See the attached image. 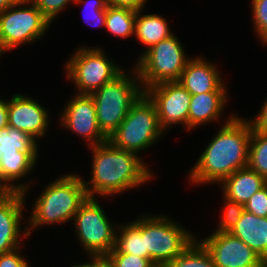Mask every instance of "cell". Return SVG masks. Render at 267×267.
<instances>
[{
	"label": "cell",
	"mask_w": 267,
	"mask_h": 267,
	"mask_svg": "<svg viewBox=\"0 0 267 267\" xmlns=\"http://www.w3.org/2000/svg\"><path fill=\"white\" fill-rule=\"evenodd\" d=\"M76 4H85L83 7L84 21L90 26H104L106 21L107 0H76Z\"/></svg>",
	"instance_id": "obj_27"
},
{
	"label": "cell",
	"mask_w": 267,
	"mask_h": 267,
	"mask_svg": "<svg viewBox=\"0 0 267 267\" xmlns=\"http://www.w3.org/2000/svg\"><path fill=\"white\" fill-rule=\"evenodd\" d=\"M252 1L253 28L260 42L267 44V0Z\"/></svg>",
	"instance_id": "obj_29"
},
{
	"label": "cell",
	"mask_w": 267,
	"mask_h": 267,
	"mask_svg": "<svg viewBox=\"0 0 267 267\" xmlns=\"http://www.w3.org/2000/svg\"><path fill=\"white\" fill-rule=\"evenodd\" d=\"M148 0H107L108 5L115 7H129L135 10L144 9Z\"/></svg>",
	"instance_id": "obj_35"
},
{
	"label": "cell",
	"mask_w": 267,
	"mask_h": 267,
	"mask_svg": "<svg viewBox=\"0 0 267 267\" xmlns=\"http://www.w3.org/2000/svg\"><path fill=\"white\" fill-rule=\"evenodd\" d=\"M223 198V203L222 207L223 208L221 211V217L218 223V227L214 232H230L236 224L240 221L241 215L244 211V206L237 203L230 201L226 199L225 197Z\"/></svg>",
	"instance_id": "obj_28"
},
{
	"label": "cell",
	"mask_w": 267,
	"mask_h": 267,
	"mask_svg": "<svg viewBox=\"0 0 267 267\" xmlns=\"http://www.w3.org/2000/svg\"><path fill=\"white\" fill-rule=\"evenodd\" d=\"M39 152H15L10 154H2L0 158V191H19L23 196H27L30 190L31 180L26 183H15L21 180L37 165Z\"/></svg>",
	"instance_id": "obj_17"
},
{
	"label": "cell",
	"mask_w": 267,
	"mask_h": 267,
	"mask_svg": "<svg viewBox=\"0 0 267 267\" xmlns=\"http://www.w3.org/2000/svg\"><path fill=\"white\" fill-rule=\"evenodd\" d=\"M199 242L216 267H264V261L230 232H213Z\"/></svg>",
	"instance_id": "obj_13"
},
{
	"label": "cell",
	"mask_w": 267,
	"mask_h": 267,
	"mask_svg": "<svg viewBox=\"0 0 267 267\" xmlns=\"http://www.w3.org/2000/svg\"><path fill=\"white\" fill-rule=\"evenodd\" d=\"M39 103L32 96L20 93L8 99V126L27 133L37 143L50 127L49 111Z\"/></svg>",
	"instance_id": "obj_14"
},
{
	"label": "cell",
	"mask_w": 267,
	"mask_h": 267,
	"mask_svg": "<svg viewBox=\"0 0 267 267\" xmlns=\"http://www.w3.org/2000/svg\"><path fill=\"white\" fill-rule=\"evenodd\" d=\"M21 248L0 254V267H29V262L20 253Z\"/></svg>",
	"instance_id": "obj_33"
},
{
	"label": "cell",
	"mask_w": 267,
	"mask_h": 267,
	"mask_svg": "<svg viewBox=\"0 0 267 267\" xmlns=\"http://www.w3.org/2000/svg\"><path fill=\"white\" fill-rule=\"evenodd\" d=\"M39 145L27 133L7 126L0 129V158L15 152H39Z\"/></svg>",
	"instance_id": "obj_24"
},
{
	"label": "cell",
	"mask_w": 267,
	"mask_h": 267,
	"mask_svg": "<svg viewBox=\"0 0 267 267\" xmlns=\"http://www.w3.org/2000/svg\"><path fill=\"white\" fill-rule=\"evenodd\" d=\"M230 233L242 240L264 262L267 261V217H258L244 210Z\"/></svg>",
	"instance_id": "obj_20"
},
{
	"label": "cell",
	"mask_w": 267,
	"mask_h": 267,
	"mask_svg": "<svg viewBox=\"0 0 267 267\" xmlns=\"http://www.w3.org/2000/svg\"><path fill=\"white\" fill-rule=\"evenodd\" d=\"M79 245L89 256L105 257L115 246L116 229L98 200L88 197L73 218Z\"/></svg>",
	"instance_id": "obj_10"
},
{
	"label": "cell",
	"mask_w": 267,
	"mask_h": 267,
	"mask_svg": "<svg viewBox=\"0 0 267 267\" xmlns=\"http://www.w3.org/2000/svg\"><path fill=\"white\" fill-rule=\"evenodd\" d=\"M202 57H191L184 68L179 83L191 94L227 91L223 75L217 66Z\"/></svg>",
	"instance_id": "obj_16"
},
{
	"label": "cell",
	"mask_w": 267,
	"mask_h": 267,
	"mask_svg": "<svg viewBox=\"0 0 267 267\" xmlns=\"http://www.w3.org/2000/svg\"><path fill=\"white\" fill-rule=\"evenodd\" d=\"M211 139L188 174L192 185L221 183L239 169L248 167L252 134L250 119L231 114Z\"/></svg>",
	"instance_id": "obj_1"
},
{
	"label": "cell",
	"mask_w": 267,
	"mask_h": 267,
	"mask_svg": "<svg viewBox=\"0 0 267 267\" xmlns=\"http://www.w3.org/2000/svg\"><path fill=\"white\" fill-rule=\"evenodd\" d=\"M36 7L40 10L42 15L49 21L53 23L57 15L62 12L64 8L69 5V3L75 4L76 0H31Z\"/></svg>",
	"instance_id": "obj_31"
},
{
	"label": "cell",
	"mask_w": 267,
	"mask_h": 267,
	"mask_svg": "<svg viewBox=\"0 0 267 267\" xmlns=\"http://www.w3.org/2000/svg\"><path fill=\"white\" fill-rule=\"evenodd\" d=\"M18 0H0V11L14 5Z\"/></svg>",
	"instance_id": "obj_39"
},
{
	"label": "cell",
	"mask_w": 267,
	"mask_h": 267,
	"mask_svg": "<svg viewBox=\"0 0 267 267\" xmlns=\"http://www.w3.org/2000/svg\"><path fill=\"white\" fill-rule=\"evenodd\" d=\"M195 240L165 267H216L205 247Z\"/></svg>",
	"instance_id": "obj_25"
},
{
	"label": "cell",
	"mask_w": 267,
	"mask_h": 267,
	"mask_svg": "<svg viewBox=\"0 0 267 267\" xmlns=\"http://www.w3.org/2000/svg\"><path fill=\"white\" fill-rule=\"evenodd\" d=\"M88 260L85 263H79V264H74L72 265V267H96V256H90V258H88Z\"/></svg>",
	"instance_id": "obj_37"
},
{
	"label": "cell",
	"mask_w": 267,
	"mask_h": 267,
	"mask_svg": "<svg viewBox=\"0 0 267 267\" xmlns=\"http://www.w3.org/2000/svg\"><path fill=\"white\" fill-rule=\"evenodd\" d=\"M142 11L143 9L137 10L134 28V36L146 46L144 52L139 54L140 57L149 48L174 34L166 18L156 13L142 14Z\"/></svg>",
	"instance_id": "obj_21"
},
{
	"label": "cell",
	"mask_w": 267,
	"mask_h": 267,
	"mask_svg": "<svg viewBox=\"0 0 267 267\" xmlns=\"http://www.w3.org/2000/svg\"><path fill=\"white\" fill-rule=\"evenodd\" d=\"M105 259L112 267H157L150 259L132 254H107Z\"/></svg>",
	"instance_id": "obj_30"
},
{
	"label": "cell",
	"mask_w": 267,
	"mask_h": 267,
	"mask_svg": "<svg viewBox=\"0 0 267 267\" xmlns=\"http://www.w3.org/2000/svg\"><path fill=\"white\" fill-rule=\"evenodd\" d=\"M59 124L71 133L87 141L88 147L99 145L108 140L100 130L93 98L88 94L72 96L62 110Z\"/></svg>",
	"instance_id": "obj_12"
},
{
	"label": "cell",
	"mask_w": 267,
	"mask_h": 267,
	"mask_svg": "<svg viewBox=\"0 0 267 267\" xmlns=\"http://www.w3.org/2000/svg\"><path fill=\"white\" fill-rule=\"evenodd\" d=\"M88 197L82 176L76 173L61 175L45 186L35 199L26 226L28 235L36 227L72 221Z\"/></svg>",
	"instance_id": "obj_3"
},
{
	"label": "cell",
	"mask_w": 267,
	"mask_h": 267,
	"mask_svg": "<svg viewBox=\"0 0 267 267\" xmlns=\"http://www.w3.org/2000/svg\"><path fill=\"white\" fill-rule=\"evenodd\" d=\"M133 74L126 69L113 81L89 94L94 101L97 121L102 133L108 138L123 122L129 109L145 92L136 68Z\"/></svg>",
	"instance_id": "obj_4"
},
{
	"label": "cell",
	"mask_w": 267,
	"mask_h": 267,
	"mask_svg": "<svg viewBox=\"0 0 267 267\" xmlns=\"http://www.w3.org/2000/svg\"><path fill=\"white\" fill-rule=\"evenodd\" d=\"M145 93L154 102L161 128L183 125L188 131L191 94L179 81H167L150 86Z\"/></svg>",
	"instance_id": "obj_11"
},
{
	"label": "cell",
	"mask_w": 267,
	"mask_h": 267,
	"mask_svg": "<svg viewBox=\"0 0 267 267\" xmlns=\"http://www.w3.org/2000/svg\"><path fill=\"white\" fill-rule=\"evenodd\" d=\"M164 132L159 123L157 108L144 92L108 140L115 147L139 155L143 150L156 144L164 136Z\"/></svg>",
	"instance_id": "obj_5"
},
{
	"label": "cell",
	"mask_w": 267,
	"mask_h": 267,
	"mask_svg": "<svg viewBox=\"0 0 267 267\" xmlns=\"http://www.w3.org/2000/svg\"><path fill=\"white\" fill-rule=\"evenodd\" d=\"M51 23L31 0H18L0 11V49L10 52L25 43L44 37Z\"/></svg>",
	"instance_id": "obj_9"
},
{
	"label": "cell",
	"mask_w": 267,
	"mask_h": 267,
	"mask_svg": "<svg viewBox=\"0 0 267 267\" xmlns=\"http://www.w3.org/2000/svg\"><path fill=\"white\" fill-rule=\"evenodd\" d=\"M191 58L175 34L149 48L136 62L142 88L167 81H178Z\"/></svg>",
	"instance_id": "obj_8"
},
{
	"label": "cell",
	"mask_w": 267,
	"mask_h": 267,
	"mask_svg": "<svg viewBox=\"0 0 267 267\" xmlns=\"http://www.w3.org/2000/svg\"><path fill=\"white\" fill-rule=\"evenodd\" d=\"M267 184V180L249 167L239 169L225 178L220 184L222 196L243 206Z\"/></svg>",
	"instance_id": "obj_19"
},
{
	"label": "cell",
	"mask_w": 267,
	"mask_h": 267,
	"mask_svg": "<svg viewBox=\"0 0 267 267\" xmlns=\"http://www.w3.org/2000/svg\"><path fill=\"white\" fill-rule=\"evenodd\" d=\"M256 116H254L255 118H253V120L250 119L252 126L257 131L267 134V98L263 102V106H261V110Z\"/></svg>",
	"instance_id": "obj_34"
},
{
	"label": "cell",
	"mask_w": 267,
	"mask_h": 267,
	"mask_svg": "<svg viewBox=\"0 0 267 267\" xmlns=\"http://www.w3.org/2000/svg\"><path fill=\"white\" fill-rule=\"evenodd\" d=\"M25 199L19 191H0V254L20 247L22 237H29L26 226L24 232L21 229Z\"/></svg>",
	"instance_id": "obj_15"
},
{
	"label": "cell",
	"mask_w": 267,
	"mask_h": 267,
	"mask_svg": "<svg viewBox=\"0 0 267 267\" xmlns=\"http://www.w3.org/2000/svg\"><path fill=\"white\" fill-rule=\"evenodd\" d=\"M64 66L66 78L75 85L76 94L89 95L124 71L112 58H108L103 48L96 46L76 48Z\"/></svg>",
	"instance_id": "obj_6"
},
{
	"label": "cell",
	"mask_w": 267,
	"mask_h": 267,
	"mask_svg": "<svg viewBox=\"0 0 267 267\" xmlns=\"http://www.w3.org/2000/svg\"><path fill=\"white\" fill-rule=\"evenodd\" d=\"M248 167L267 180V134L252 126Z\"/></svg>",
	"instance_id": "obj_26"
},
{
	"label": "cell",
	"mask_w": 267,
	"mask_h": 267,
	"mask_svg": "<svg viewBox=\"0 0 267 267\" xmlns=\"http://www.w3.org/2000/svg\"><path fill=\"white\" fill-rule=\"evenodd\" d=\"M8 126V100L0 98V129Z\"/></svg>",
	"instance_id": "obj_36"
},
{
	"label": "cell",
	"mask_w": 267,
	"mask_h": 267,
	"mask_svg": "<svg viewBox=\"0 0 267 267\" xmlns=\"http://www.w3.org/2000/svg\"><path fill=\"white\" fill-rule=\"evenodd\" d=\"M183 224L167 215H142V238L145 251L157 267H165L196 238Z\"/></svg>",
	"instance_id": "obj_7"
},
{
	"label": "cell",
	"mask_w": 267,
	"mask_h": 267,
	"mask_svg": "<svg viewBox=\"0 0 267 267\" xmlns=\"http://www.w3.org/2000/svg\"><path fill=\"white\" fill-rule=\"evenodd\" d=\"M96 267H112L103 256H96Z\"/></svg>",
	"instance_id": "obj_38"
},
{
	"label": "cell",
	"mask_w": 267,
	"mask_h": 267,
	"mask_svg": "<svg viewBox=\"0 0 267 267\" xmlns=\"http://www.w3.org/2000/svg\"><path fill=\"white\" fill-rule=\"evenodd\" d=\"M244 210L258 217H267V184L249 199Z\"/></svg>",
	"instance_id": "obj_32"
},
{
	"label": "cell",
	"mask_w": 267,
	"mask_h": 267,
	"mask_svg": "<svg viewBox=\"0 0 267 267\" xmlns=\"http://www.w3.org/2000/svg\"><path fill=\"white\" fill-rule=\"evenodd\" d=\"M4 53L1 51V49H0V58H1V56L3 55Z\"/></svg>",
	"instance_id": "obj_40"
},
{
	"label": "cell",
	"mask_w": 267,
	"mask_h": 267,
	"mask_svg": "<svg viewBox=\"0 0 267 267\" xmlns=\"http://www.w3.org/2000/svg\"><path fill=\"white\" fill-rule=\"evenodd\" d=\"M228 91H213L191 95L188 130L218 121L227 107Z\"/></svg>",
	"instance_id": "obj_18"
},
{
	"label": "cell",
	"mask_w": 267,
	"mask_h": 267,
	"mask_svg": "<svg viewBox=\"0 0 267 267\" xmlns=\"http://www.w3.org/2000/svg\"><path fill=\"white\" fill-rule=\"evenodd\" d=\"M137 10L129 7H115L108 5L106 8L105 28L108 34L122 39L134 36L135 19Z\"/></svg>",
	"instance_id": "obj_23"
},
{
	"label": "cell",
	"mask_w": 267,
	"mask_h": 267,
	"mask_svg": "<svg viewBox=\"0 0 267 267\" xmlns=\"http://www.w3.org/2000/svg\"><path fill=\"white\" fill-rule=\"evenodd\" d=\"M108 254H132L150 259L142 238V217L126 224H118L115 246Z\"/></svg>",
	"instance_id": "obj_22"
},
{
	"label": "cell",
	"mask_w": 267,
	"mask_h": 267,
	"mask_svg": "<svg viewBox=\"0 0 267 267\" xmlns=\"http://www.w3.org/2000/svg\"><path fill=\"white\" fill-rule=\"evenodd\" d=\"M264 267H267V261L264 262Z\"/></svg>",
	"instance_id": "obj_41"
},
{
	"label": "cell",
	"mask_w": 267,
	"mask_h": 267,
	"mask_svg": "<svg viewBox=\"0 0 267 267\" xmlns=\"http://www.w3.org/2000/svg\"><path fill=\"white\" fill-rule=\"evenodd\" d=\"M89 149L93 154L92 177L89 182L83 180L89 197H111L138 188L154 176L140 155L115 147L109 140Z\"/></svg>",
	"instance_id": "obj_2"
}]
</instances>
